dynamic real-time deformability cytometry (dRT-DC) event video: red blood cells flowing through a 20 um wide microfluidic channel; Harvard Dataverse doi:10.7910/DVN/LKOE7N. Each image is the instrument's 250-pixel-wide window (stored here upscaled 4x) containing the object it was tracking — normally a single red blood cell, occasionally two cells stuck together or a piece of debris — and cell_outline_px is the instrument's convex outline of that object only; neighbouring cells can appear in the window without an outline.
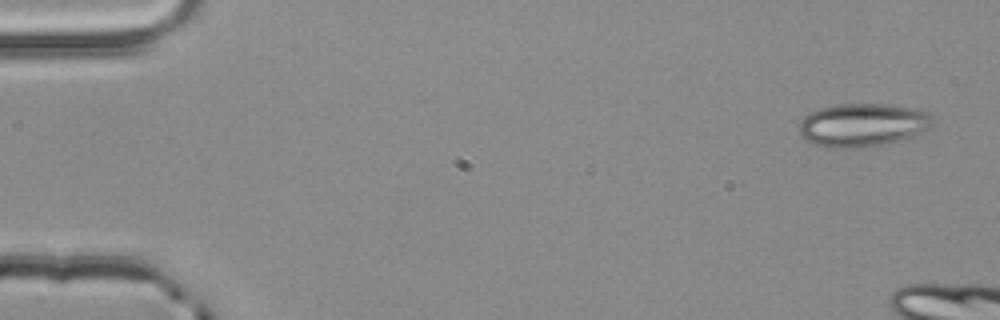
{"species": "common noctule bat (a hibernating species)", "species_latin": "Nyctalus noctula", "temperature_condition": "room temperature", "stored_images_in_passage": 3, "camera_frame_rate_fps": 3000, "um_per_image_px": 0.085, "animal": {"sex": "male", "body_mass_g": 20.4}, "frame": {"image": 1, "passage_image": 1, "time_ms": 0.0, "image_size_px": [1000, 320], "cell_outline_px": [[932, 124], [928, 128], [908, 136], [884, 144], [856, 148], [828, 148], [816, 144], [800, 136], [792, 120], [792, 116], [820, 108], [840, 104], [888, 104], [916, 108], [928, 112], [932, 116]], "centroid_in_image_um": [73.12, 10.59], "position_along_channel_um": 11.9, "area_um2": 34.39}}